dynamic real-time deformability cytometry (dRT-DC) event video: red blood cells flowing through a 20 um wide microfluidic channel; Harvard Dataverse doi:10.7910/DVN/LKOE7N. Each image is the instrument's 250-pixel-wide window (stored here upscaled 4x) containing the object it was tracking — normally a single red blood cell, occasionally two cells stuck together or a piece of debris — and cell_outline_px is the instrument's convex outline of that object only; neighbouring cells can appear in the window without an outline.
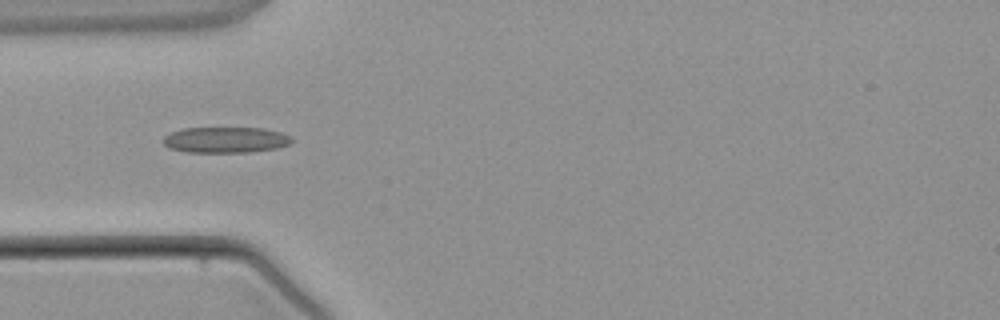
{"species": "common noctule bat (a hibernating species)", "species_latin": "Nyctalus noctula", "temperature_condition": "warm", "stored_images_in_passage": 4, "camera_frame_rate_fps": 3000, "um_per_image_px": 0.085, "animal": {"sex": "male", "body_mass_g": 21.5, "forearm_length_mm": 52.0}, "frame": {"image": 1, "passage_image": 3, "time_ms": 2.667, "image_size_px": [1000, 320], "cell_outline_px": [[292, 140], [288, 144], [276, 148], [248, 152], [188, 152], [168, 148], [160, 140], [164, 136], [180, 128], [264, 128], [280, 132], [292, 136]], "centroid_in_image_um": [19.13, 11.88], "position_along_channel_um": 65.9, "area_um2": 19.42}}
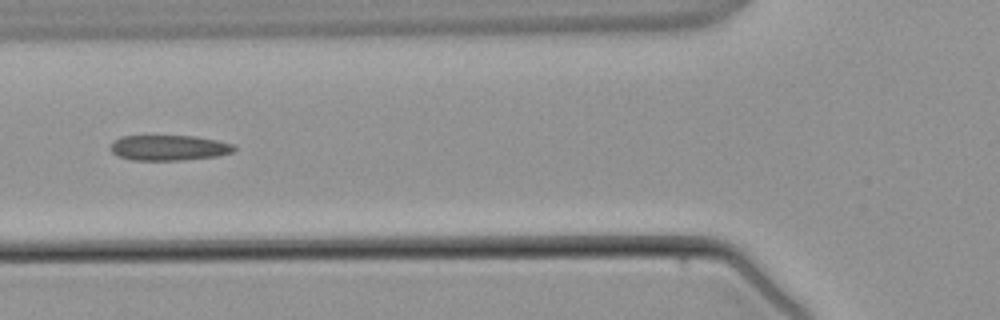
{"frame": {"image": 2, "passage_image": 4, "time_ms": 3.667, "image_size_px": [1000, 320], "cell_outline_px": [[236, 148], [232, 152], [216, 156], [184, 160], [132, 160], [116, 156], [108, 148], [112, 140], [120, 136], [196, 136], [236, 144]], "centroid_in_image_um": [14.31, 12.56], "position_along_channel_um": 111.5, "area_um2": 18.55}}